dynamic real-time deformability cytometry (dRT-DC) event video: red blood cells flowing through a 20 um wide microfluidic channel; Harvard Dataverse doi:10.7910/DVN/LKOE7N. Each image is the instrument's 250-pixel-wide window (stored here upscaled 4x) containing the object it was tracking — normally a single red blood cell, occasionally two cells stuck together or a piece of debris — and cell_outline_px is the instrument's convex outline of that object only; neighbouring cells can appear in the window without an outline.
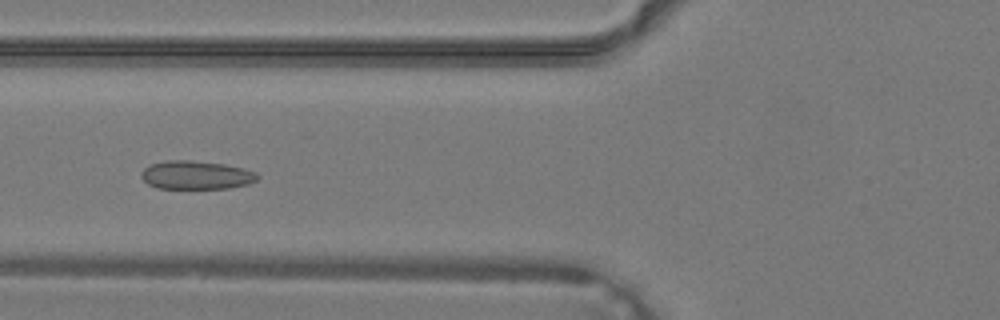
{"species": "common noctule bat (a hibernating species)", "species_latin": "Nyctalus noctula", "temperature_condition": "warm", "stored_images_in_passage": 34, "camera_frame_rate_fps": 3000, "um_per_image_px": 0.085, "animal": {"sex": "male", "body_mass_g": 19.2, "forearm_length_mm": 51.8}, "frame": {"image": 1, "passage_image": 10, "time_ms": 3.0, "image_size_px": [1000, 320], "cell_outline_px": [[260, 176], [256, 180], [248, 184], [228, 188], [156, 188], [148, 184], [140, 176], [140, 172], [148, 164], [168, 160], [188, 160], [224, 164], [244, 168], [256, 172]], "centroid_in_image_um": [16.65, 14.87], "position_along_channel_um": 109.1, "area_um2": 19.36}}
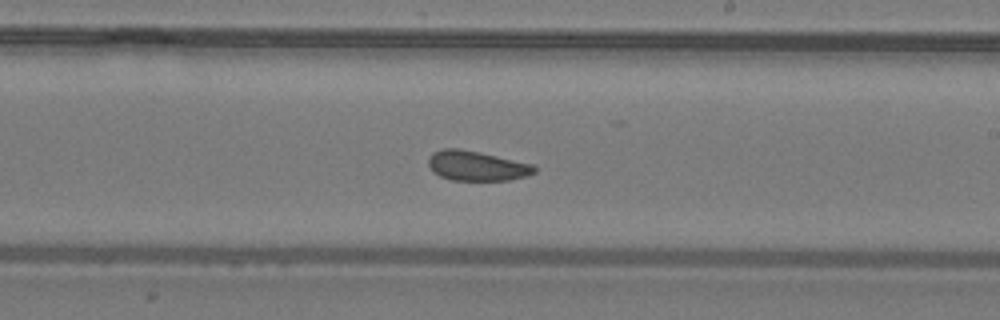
{"frame": {"image": 2, "passage_image": 18, "time_ms": 5.667, "image_size_px": [1000, 320], "cell_outline_px": [[536, 172], [528, 176], [508, 180], [452, 180], [440, 176], [432, 172], [428, 164], [428, 156], [432, 152], [444, 148], [456, 148], [476, 152], [532, 164], [536, 168]], "centroid_in_image_um": [40.48, 14.11], "position_along_channel_um": 248.5, "area_um2": 18.26}}
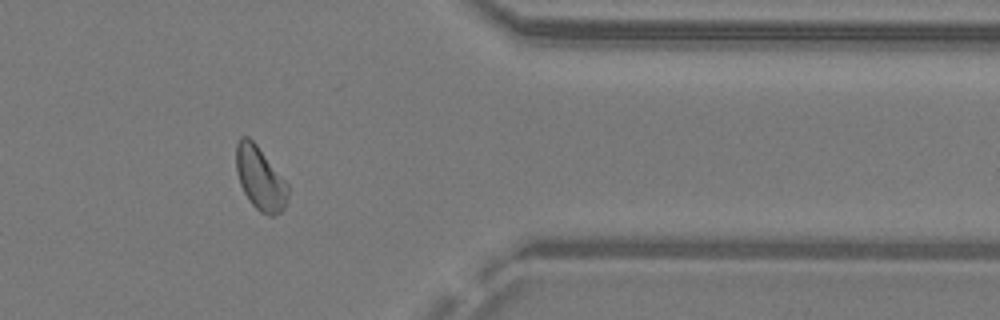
{"frame": {"image": 3, "passage_image": 27, "time_ms": 8.667, "image_size_px": [1000, 320], "cell_outline_px": [[288, 200], [284, 208], [280, 212], [272, 216], [268, 216], [260, 212], [252, 204], [244, 192], [240, 184], [236, 172], [236, 144], [240, 136], [248, 136], [256, 144], [288, 184]], "centroid_in_image_um": [22.1, 15.17], "position_along_channel_um": 389.3, "area_um2": 19.07}}